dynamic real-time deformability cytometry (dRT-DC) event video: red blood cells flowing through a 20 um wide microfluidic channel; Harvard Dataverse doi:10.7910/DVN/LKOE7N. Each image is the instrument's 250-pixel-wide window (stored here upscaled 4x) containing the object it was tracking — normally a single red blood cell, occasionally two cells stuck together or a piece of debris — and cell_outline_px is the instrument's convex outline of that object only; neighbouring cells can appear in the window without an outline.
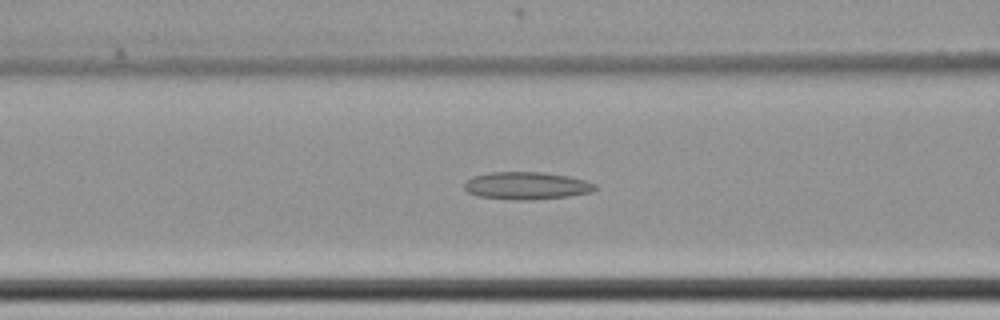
{"species": "common noctule bat (a hibernating species)", "species_latin": "Nyctalus noctula", "temperature_condition": "cold", "stored_images_in_passage": 53, "camera_frame_rate_fps": 3000, "um_per_image_px": 0.085, "animal": {"sex": "female", "body_mass_g": 22.7, "forearm_length_mm": 54.2}, "frame": {"image": 1, "passage_image": 18, "time_ms": 5.667, "image_size_px": [1000, 320], "cell_outline_px": [[596, 188], [592, 192], [568, 196], [532, 200], [512, 200], [476, 196], [468, 192], [464, 188], [464, 180], [472, 176], [488, 172], [544, 172], [568, 176], [584, 180], [596, 184]], "centroid_in_image_um": [44.7, 15.78], "position_along_channel_um": 121.9, "area_um2": 21.21}}
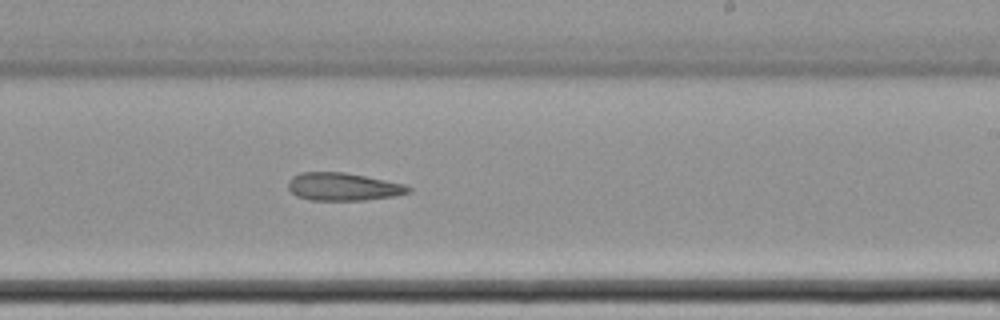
{"frame": {"image": 2, "passage_image": 30, "time_ms": 9.667, "image_size_px": [1000, 320], "cell_outline_px": [[412, 192], [396, 196], [364, 200], [308, 200], [296, 196], [288, 188], [288, 180], [292, 176], [300, 172], [344, 172], [404, 184], [412, 188]], "centroid_in_image_um": [29.15, 15.87], "position_along_channel_um": 259.8, "area_um2": 19.59}}
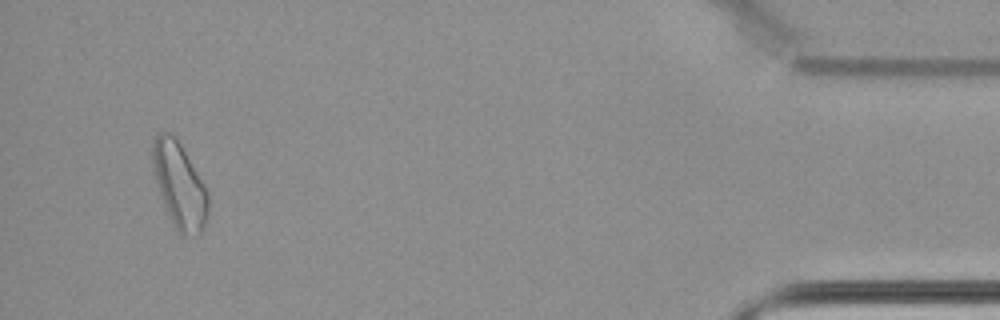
{"frame": {"image": 3, "passage_image": 50, "time_ms": 16.333, "image_size_px": [1000, 320], "cell_outline_px": [[208, 220], [200, 232], [184, 236], [180, 236], [168, 216], [152, 172], [152, 140], [160, 132], [172, 132], [176, 136], [204, 184], [208, 192]], "centroid_in_image_um": [15.23, 15.73], "position_along_channel_um": 420.0, "area_um2": 27.98}}